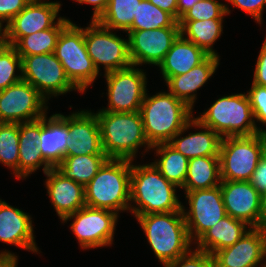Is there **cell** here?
Segmentation results:
<instances>
[{
	"mask_svg": "<svg viewBox=\"0 0 266 267\" xmlns=\"http://www.w3.org/2000/svg\"><path fill=\"white\" fill-rule=\"evenodd\" d=\"M22 59V80L35 87L48 101L72 90L80 92L68 79L54 52L30 55Z\"/></svg>",
	"mask_w": 266,
	"mask_h": 267,
	"instance_id": "10",
	"label": "cell"
},
{
	"mask_svg": "<svg viewBox=\"0 0 266 267\" xmlns=\"http://www.w3.org/2000/svg\"><path fill=\"white\" fill-rule=\"evenodd\" d=\"M31 0H0V26L6 25L19 14Z\"/></svg>",
	"mask_w": 266,
	"mask_h": 267,
	"instance_id": "41",
	"label": "cell"
},
{
	"mask_svg": "<svg viewBox=\"0 0 266 267\" xmlns=\"http://www.w3.org/2000/svg\"><path fill=\"white\" fill-rule=\"evenodd\" d=\"M136 67V68H135ZM107 83L108 107L99 111L138 112L147 92L146 73L131 65L104 74Z\"/></svg>",
	"mask_w": 266,
	"mask_h": 267,
	"instance_id": "11",
	"label": "cell"
},
{
	"mask_svg": "<svg viewBox=\"0 0 266 267\" xmlns=\"http://www.w3.org/2000/svg\"><path fill=\"white\" fill-rule=\"evenodd\" d=\"M47 100L31 84L21 80L0 91V123H24L41 119Z\"/></svg>",
	"mask_w": 266,
	"mask_h": 267,
	"instance_id": "13",
	"label": "cell"
},
{
	"mask_svg": "<svg viewBox=\"0 0 266 267\" xmlns=\"http://www.w3.org/2000/svg\"><path fill=\"white\" fill-rule=\"evenodd\" d=\"M18 67V68H17ZM22 59L17 50L8 44L0 49V91L22 80Z\"/></svg>",
	"mask_w": 266,
	"mask_h": 267,
	"instance_id": "36",
	"label": "cell"
},
{
	"mask_svg": "<svg viewBox=\"0 0 266 267\" xmlns=\"http://www.w3.org/2000/svg\"><path fill=\"white\" fill-rule=\"evenodd\" d=\"M219 159L221 180L250 181L261 160V132L222 138Z\"/></svg>",
	"mask_w": 266,
	"mask_h": 267,
	"instance_id": "8",
	"label": "cell"
},
{
	"mask_svg": "<svg viewBox=\"0 0 266 267\" xmlns=\"http://www.w3.org/2000/svg\"><path fill=\"white\" fill-rule=\"evenodd\" d=\"M102 150L109 159L134 161L138 149L142 146L148 151V143L143 129V120L138 112L98 111Z\"/></svg>",
	"mask_w": 266,
	"mask_h": 267,
	"instance_id": "2",
	"label": "cell"
},
{
	"mask_svg": "<svg viewBox=\"0 0 266 267\" xmlns=\"http://www.w3.org/2000/svg\"><path fill=\"white\" fill-rule=\"evenodd\" d=\"M208 56L203 49L179 35L158 67L167 82L172 76L187 73Z\"/></svg>",
	"mask_w": 266,
	"mask_h": 267,
	"instance_id": "26",
	"label": "cell"
},
{
	"mask_svg": "<svg viewBox=\"0 0 266 267\" xmlns=\"http://www.w3.org/2000/svg\"><path fill=\"white\" fill-rule=\"evenodd\" d=\"M68 131L65 156L106 155L94 112L82 110L68 115Z\"/></svg>",
	"mask_w": 266,
	"mask_h": 267,
	"instance_id": "19",
	"label": "cell"
},
{
	"mask_svg": "<svg viewBox=\"0 0 266 267\" xmlns=\"http://www.w3.org/2000/svg\"><path fill=\"white\" fill-rule=\"evenodd\" d=\"M132 162L130 202L138 206L129 207L133 215L182 210L183 205L176 196V185L169 182L153 163L136 166Z\"/></svg>",
	"mask_w": 266,
	"mask_h": 267,
	"instance_id": "1",
	"label": "cell"
},
{
	"mask_svg": "<svg viewBox=\"0 0 266 267\" xmlns=\"http://www.w3.org/2000/svg\"><path fill=\"white\" fill-rule=\"evenodd\" d=\"M247 95L250 100L254 119L257 122H261L262 125H266V87L252 84Z\"/></svg>",
	"mask_w": 266,
	"mask_h": 267,
	"instance_id": "39",
	"label": "cell"
},
{
	"mask_svg": "<svg viewBox=\"0 0 266 267\" xmlns=\"http://www.w3.org/2000/svg\"><path fill=\"white\" fill-rule=\"evenodd\" d=\"M190 127L204 129L181 137ZM180 136V138H179ZM222 137L211 128L200 124L193 117L168 143L188 159L205 156H219Z\"/></svg>",
	"mask_w": 266,
	"mask_h": 267,
	"instance_id": "22",
	"label": "cell"
},
{
	"mask_svg": "<svg viewBox=\"0 0 266 267\" xmlns=\"http://www.w3.org/2000/svg\"><path fill=\"white\" fill-rule=\"evenodd\" d=\"M68 116L57 113L41 118V137L38 146L43 158L56 168L64 159L67 148Z\"/></svg>",
	"mask_w": 266,
	"mask_h": 267,
	"instance_id": "23",
	"label": "cell"
},
{
	"mask_svg": "<svg viewBox=\"0 0 266 267\" xmlns=\"http://www.w3.org/2000/svg\"><path fill=\"white\" fill-rule=\"evenodd\" d=\"M3 28V29H2ZM6 44L5 27L0 26V49Z\"/></svg>",
	"mask_w": 266,
	"mask_h": 267,
	"instance_id": "50",
	"label": "cell"
},
{
	"mask_svg": "<svg viewBox=\"0 0 266 267\" xmlns=\"http://www.w3.org/2000/svg\"><path fill=\"white\" fill-rule=\"evenodd\" d=\"M164 27H180L178 21L149 0H141L129 30H153Z\"/></svg>",
	"mask_w": 266,
	"mask_h": 267,
	"instance_id": "34",
	"label": "cell"
},
{
	"mask_svg": "<svg viewBox=\"0 0 266 267\" xmlns=\"http://www.w3.org/2000/svg\"><path fill=\"white\" fill-rule=\"evenodd\" d=\"M219 156H205L189 159L186 180L182 189L185 192L214 188L221 183Z\"/></svg>",
	"mask_w": 266,
	"mask_h": 267,
	"instance_id": "28",
	"label": "cell"
},
{
	"mask_svg": "<svg viewBox=\"0 0 266 267\" xmlns=\"http://www.w3.org/2000/svg\"><path fill=\"white\" fill-rule=\"evenodd\" d=\"M18 257L10 251L0 252V267H17Z\"/></svg>",
	"mask_w": 266,
	"mask_h": 267,
	"instance_id": "46",
	"label": "cell"
},
{
	"mask_svg": "<svg viewBox=\"0 0 266 267\" xmlns=\"http://www.w3.org/2000/svg\"><path fill=\"white\" fill-rule=\"evenodd\" d=\"M227 14H230V9L226 4L219 3L217 0H200L179 21L223 19Z\"/></svg>",
	"mask_w": 266,
	"mask_h": 267,
	"instance_id": "37",
	"label": "cell"
},
{
	"mask_svg": "<svg viewBox=\"0 0 266 267\" xmlns=\"http://www.w3.org/2000/svg\"><path fill=\"white\" fill-rule=\"evenodd\" d=\"M214 267H266V231L251 228L234 245L216 251ZM265 258V259H264Z\"/></svg>",
	"mask_w": 266,
	"mask_h": 267,
	"instance_id": "18",
	"label": "cell"
},
{
	"mask_svg": "<svg viewBox=\"0 0 266 267\" xmlns=\"http://www.w3.org/2000/svg\"><path fill=\"white\" fill-rule=\"evenodd\" d=\"M189 211L182 206L190 240L195 243L209 228L227 216L220 185L185 192Z\"/></svg>",
	"mask_w": 266,
	"mask_h": 267,
	"instance_id": "14",
	"label": "cell"
},
{
	"mask_svg": "<svg viewBox=\"0 0 266 267\" xmlns=\"http://www.w3.org/2000/svg\"><path fill=\"white\" fill-rule=\"evenodd\" d=\"M31 216L0 199V242L37 253Z\"/></svg>",
	"mask_w": 266,
	"mask_h": 267,
	"instance_id": "21",
	"label": "cell"
},
{
	"mask_svg": "<svg viewBox=\"0 0 266 267\" xmlns=\"http://www.w3.org/2000/svg\"><path fill=\"white\" fill-rule=\"evenodd\" d=\"M252 84L266 87V37L258 55Z\"/></svg>",
	"mask_w": 266,
	"mask_h": 267,
	"instance_id": "42",
	"label": "cell"
},
{
	"mask_svg": "<svg viewBox=\"0 0 266 267\" xmlns=\"http://www.w3.org/2000/svg\"><path fill=\"white\" fill-rule=\"evenodd\" d=\"M92 21L84 28V41L87 52L96 70L104 65L105 74L130 67L128 39H122L116 33Z\"/></svg>",
	"mask_w": 266,
	"mask_h": 267,
	"instance_id": "9",
	"label": "cell"
},
{
	"mask_svg": "<svg viewBox=\"0 0 266 267\" xmlns=\"http://www.w3.org/2000/svg\"><path fill=\"white\" fill-rule=\"evenodd\" d=\"M70 82L81 92L96 80L98 71L90 58L84 41V28L70 22L58 38L54 50Z\"/></svg>",
	"mask_w": 266,
	"mask_h": 267,
	"instance_id": "7",
	"label": "cell"
},
{
	"mask_svg": "<svg viewBox=\"0 0 266 267\" xmlns=\"http://www.w3.org/2000/svg\"><path fill=\"white\" fill-rule=\"evenodd\" d=\"M250 183L262 196L266 194V163L264 161H259Z\"/></svg>",
	"mask_w": 266,
	"mask_h": 267,
	"instance_id": "43",
	"label": "cell"
},
{
	"mask_svg": "<svg viewBox=\"0 0 266 267\" xmlns=\"http://www.w3.org/2000/svg\"><path fill=\"white\" fill-rule=\"evenodd\" d=\"M227 215L245 222L250 228H260L262 195L250 181H226L220 183Z\"/></svg>",
	"mask_w": 266,
	"mask_h": 267,
	"instance_id": "16",
	"label": "cell"
},
{
	"mask_svg": "<svg viewBox=\"0 0 266 267\" xmlns=\"http://www.w3.org/2000/svg\"><path fill=\"white\" fill-rule=\"evenodd\" d=\"M161 10L171 14L177 20V0H149Z\"/></svg>",
	"mask_w": 266,
	"mask_h": 267,
	"instance_id": "45",
	"label": "cell"
},
{
	"mask_svg": "<svg viewBox=\"0 0 266 267\" xmlns=\"http://www.w3.org/2000/svg\"><path fill=\"white\" fill-rule=\"evenodd\" d=\"M129 57L132 65L158 66L180 35V27L153 30H128Z\"/></svg>",
	"mask_w": 266,
	"mask_h": 267,
	"instance_id": "15",
	"label": "cell"
},
{
	"mask_svg": "<svg viewBox=\"0 0 266 267\" xmlns=\"http://www.w3.org/2000/svg\"><path fill=\"white\" fill-rule=\"evenodd\" d=\"M131 160L108 159L85 185V204L113 211L129 210Z\"/></svg>",
	"mask_w": 266,
	"mask_h": 267,
	"instance_id": "4",
	"label": "cell"
},
{
	"mask_svg": "<svg viewBox=\"0 0 266 267\" xmlns=\"http://www.w3.org/2000/svg\"><path fill=\"white\" fill-rule=\"evenodd\" d=\"M77 1L79 4H91L94 5L93 6V15H92V21H97L100 16L104 13V11L106 10L107 4L110 0H75Z\"/></svg>",
	"mask_w": 266,
	"mask_h": 267,
	"instance_id": "44",
	"label": "cell"
},
{
	"mask_svg": "<svg viewBox=\"0 0 266 267\" xmlns=\"http://www.w3.org/2000/svg\"><path fill=\"white\" fill-rule=\"evenodd\" d=\"M135 217L162 265L187 254L191 250L192 241L182 210Z\"/></svg>",
	"mask_w": 266,
	"mask_h": 267,
	"instance_id": "5",
	"label": "cell"
},
{
	"mask_svg": "<svg viewBox=\"0 0 266 267\" xmlns=\"http://www.w3.org/2000/svg\"><path fill=\"white\" fill-rule=\"evenodd\" d=\"M40 137L41 119L19 124V179L28 177L42 165L44 174L52 168L39 149Z\"/></svg>",
	"mask_w": 266,
	"mask_h": 267,
	"instance_id": "25",
	"label": "cell"
},
{
	"mask_svg": "<svg viewBox=\"0 0 266 267\" xmlns=\"http://www.w3.org/2000/svg\"><path fill=\"white\" fill-rule=\"evenodd\" d=\"M164 267H214L210 253L195 248L179 258L163 264Z\"/></svg>",
	"mask_w": 266,
	"mask_h": 267,
	"instance_id": "38",
	"label": "cell"
},
{
	"mask_svg": "<svg viewBox=\"0 0 266 267\" xmlns=\"http://www.w3.org/2000/svg\"><path fill=\"white\" fill-rule=\"evenodd\" d=\"M118 217L113 211L85 205L75 213L64 217L62 222L75 218L70 228L81 248L89 249L112 244Z\"/></svg>",
	"mask_w": 266,
	"mask_h": 267,
	"instance_id": "12",
	"label": "cell"
},
{
	"mask_svg": "<svg viewBox=\"0 0 266 267\" xmlns=\"http://www.w3.org/2000/svg\"><path fill=\"white\" fill-rule=\"evenodd\" d=\"M108 159L107 155L65 156L56 169L66 178L85 186Z\"/></svg>",
	"mask_w": 266,
	"mask_h": 267,
	"instance_id": "32",
	"label": "cell"
},
{
	"mask_svg": "<svg viewBox=\"0 0 266 267\" xmlns=\"http://www.w3.org/2000/svg\"><path fill=\"white\" fill-rule=\"evenodd\" d=\"M140 2L141 0H110L97 22L110 30L120 29L127 32Z\"/></svg>",
	"mask_w": 266,
	"mask_h": 267,
	"instance_id": "33",
	"label": "cell"
},
{
	"mask_svg": "<svg viewBox=\"0 0 266 267\" xmlns=\"http://www.w3.org/2000/svg\"><path fill=\"white\" fill-rule=\"evenodd\" d=\"M219 61V57L209 55L202 63L193 67L187 73L172 76L166 82L168 91L193 109L194 102L196 101L195 93L213 76Z\"/></svg>",
	"mask_w": 266,
	"mask_h": 267,
	"instance_id": "24",
	"label": "cell"
},
{
	"mask_svg": "<svg viewBox=\"0 0 266 267\" xmlns=\"http://www.w3.org/2000/svg\"><path fill=\"white\" fill-rule=\"evenodd\" d=\"M247 227L248 225L245 222L227 215L205 231L195 242L197 244L196 249L213 255L216 251L234 245L251 229Z\"/></svg>",
	"mask_w": 266,
	"mask_h": 267,
	"instance_id": "27",
	"label": "cell"
},
{
	"mask_svg": "<svg viewBox=\"0 0 266 267\" xmlns=\"http://www.w3.org/2000/svg\"><path fill=\"white\" fill-rule=\"evenodd\" d=\"M260 228L266 231V194L262 196V211L260 218Z\"/></svg>",
	"mask_w": 266,
	"mask_h": 267,
	"instance_id": "48",
	"label": "cell"
},
{
	"mask_svg": "<svg viewBox=\"0 0 266 267\" xmlns=\"http://www.w3.org/2000/svg\"><path fill=\"white\" fill-rule=\"evenodd\" d=\"M222 138L252 136L264 129L256 125L247 94H232L217 99L202 115L195 118Z\"/></svg>",
	"mask_w": 266,
	"mask_h": 267,
	"instance_id": "6",
	"label": "cell"
},
{
	"mask_svg": "<svg viewBox=\"0 0 266 267\" xmlns=\"http://www.w3.org/2000/svg\"><path fill=\"white\" fill-rule=\"evenodd\" d=\"M223 19H208L195 21H178L180 35L203 49L208 55L219 57L213 50V44L221 37ZM187 37H186V36Z\"/></svg>",
	"mask_w": 266,
	"mask_h": 267,
	"instance_id": "29",
	"label": "cell"
},
{
	"mask_svg": "<svg viewBox=\"0 0 266 267\" xmlns=\"http://www.w3.org/2000/svg\"><path fill=\"white\" fill-rule=\"evenodd\" d=\"M0 163L19 179V124L0 123Z\"/></svg>",
	"mask_w": 266,
	"mask_h": 267,
	"instance_id": "35",
	"label": "cell"
},
{
	"mask_svg": "<svg viewBox=\"0 0 266 267\" xmlns=\"http://www.w3.org/2000/svg\"><path fill=\"white\" fill-rule=\"evenodd\" d=\"M56 21L51 28L22 37L13 46L20 57L54 52L61 31L71 20L59 17Z\"/></svg>",
	"mask_w": 266,
	"mask_h": 267,
	"instance_id": "30",
	"label": "cell"
},
{
	"mask_svg": "<svg viewBox=\"0 0 266 267\" xmlns=\"http://www.w3.org/2000/svg\"><path fill=\"white\" fill-rule=\"evenodd\" d=\"M45 175L47 178L44 185L61 220L86 205L84 185L66 178L56 168H51Z\"/></svg>",
	"mask_w": 266,
	"mask_h": 267,
	"instance_id": "20",
	"label": "cell"
},
{
	"mask_svg": "<svg viewBox=\"0 0 266 267\" xmlns=\"http://www.w3.org/2000/svg\"><path fill=\"white\" fill-rule=\"evenodd\" d=\"M200 0H177V21Z\"/></svg>",
	"mask_w": 266,
	"mask_h": 267,
	"instance_id": "47",
	"label": "cell"
},
{
	"mask_svg": "<svg viewBox=\"0 0 266 267\" xmlns=\"http://www.w3.org/2000/svg\"><path fill=\"white\" fill-rule=\"evenodd\" d=\"M228 3H230L234 7H238L242 11L248 13L250 16L254 18V20L262 24L261 21L264 6L266 0H226Z\"/></svg>",
	"mask_w": 266,
	"mask_h": 267,
	"instance_id": "40",
	"label": "cell"
},
{
	"mask_svg": "<svg viewBox=\"0 0 266 267\" xmlns=\"http://www.w3.org/2000/svg\"><path fill=\"white\" fill-rule=\"evenodd\" d=\"M192 109L169 91L144 96L140 113L151 146L168 143L193 118Z\"/></svg>",
	"mask_w": 266,
	"mask_h": 267,
	"instance_id": "3",
	"label": "cell"
},
{
	"mask_svg": "<svg viewBox=\"0 0 266 267\" xmlns=\"http://www.w3.org/2000/svg\"><path fill=\"white\" fill-rule=\"evenodd\" d=\"M61 3L31 0L5 25L6 44L14 46L22 37L51 28L56 22Z\"/></svg>",
	"mask_w": 266,
	"mask_h": 267,
	"instance_id": "17",
	"label": "cell"
},
{
	"mask_svg": "<svg viewBox=\"0 0 266 267\" xmlns=\"http://www.w3.org/2000/svg\"><path fill=\"white\" fill-rule=\"evenodd\" d=\"M261 160L266 163V131L261 132Z\"/></svg>",
	"mask_w": 266,
	"mask_h": 267,
	"instance_id": "49",
	"label": "cell"
},
{
	"mask_svg": "<svg viewBox=\"0 0 266 267\" xmlns=\"http://www.w3.org/2000/svg\"><path fill=\"white\" fill-rule=\"evenodd\" d=\"M156 155L161 158L152 162L159 172L172 184L183 188L189 159L174 149L169 143H159L152 146Z\"/></svg>",
	"mask_w": 266,
	"mask_h": 267,
	"instance_id": "31",
	"label": "cell"
}]
</instances>
